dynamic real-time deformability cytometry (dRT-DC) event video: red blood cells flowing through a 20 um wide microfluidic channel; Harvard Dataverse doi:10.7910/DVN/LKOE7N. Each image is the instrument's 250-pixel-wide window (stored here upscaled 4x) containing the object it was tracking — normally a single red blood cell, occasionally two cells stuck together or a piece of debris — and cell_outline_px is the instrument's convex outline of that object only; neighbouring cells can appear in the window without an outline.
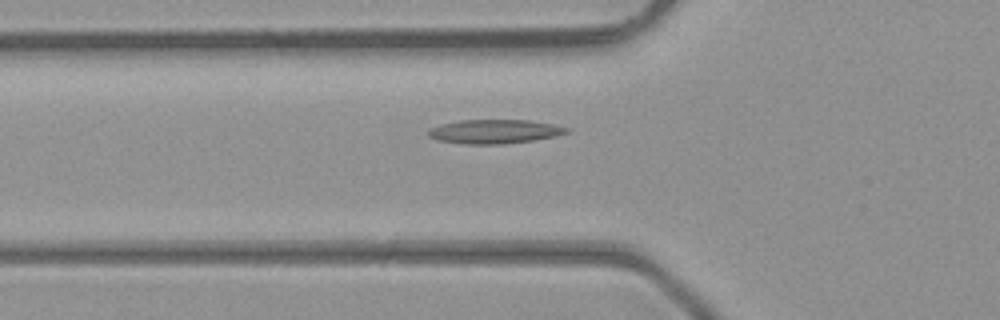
{"species": "common noctule bat (a hibernating species)", "species_latin": "Nyctalus noctula", "temperature_condition": "room temperature", "stored_images_in_passage": 35, "camera_frame_rate_fps": 3000, "um_per_image_px": 0.085, "animal": {"sex": "male", "body_mass_g": 23.1, "forearm_length_mm": 52.7}, "frame": {"image": 1, "passage_image": 6, "time_ms": 1.667, "image_size_px": [1000, 320], "cell_outline_px": [[568, 132], [556, 136], [532, 140], [500, 144], [464, 144], [436, 140], [428, 136], [428, 128], [440, 124], [460, 120], [528, 120], [552, 124], [568, 128]], "centroid_in_image_um": [41.97, 11.18], "position_along_channel_um": 83.8, "area_um2": 19.31}}
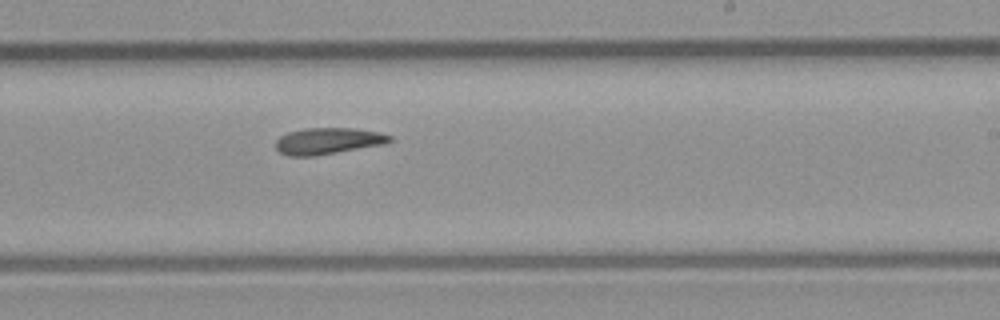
{"frame": {"image": 2, "passage_image": 18, "time_ms": 5.667, "image_size_px": [1000, 320], "cell_outline_px": [[392, 140], [388, 144], [312, 156], [288, 156], [280, 152], [276, 148], [276, 140], [280, 136], [288, 132], [304, 128], [356, 128], [380, 132], [392, 136]], "centroid_in_image_um": [27.92, 11.98], "position_along_channel_um": 261.1, "area_um2": 17.74}}
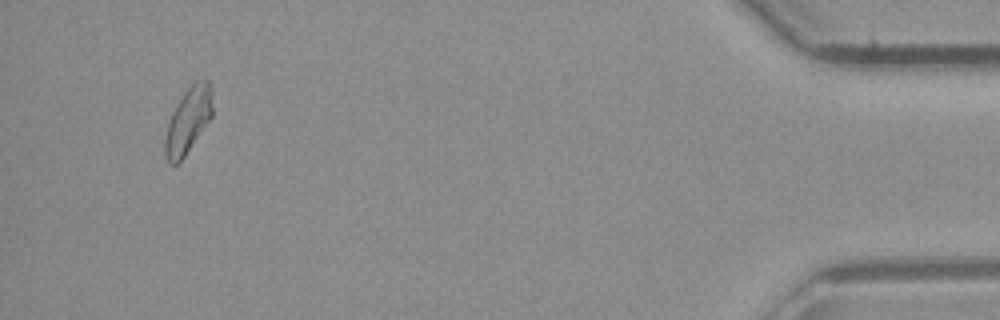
{"frame": {"image": 3, "passage_image": 34, "time_ms": 11.0, "image_size_px": [1000, 320], "cell_outline_px": [[212, 116], [184, 156], [176, 164], [168, 164], [164, 152], [164, 140], [168, 124], [172, 112], [176, 104], [184, 92], [196, 80], [208, 80], [212, 88]], "centroid_in_image_um": [15.98, 10.22], "position_along_channel_um": 419.2, "area_um2": 17.98}}